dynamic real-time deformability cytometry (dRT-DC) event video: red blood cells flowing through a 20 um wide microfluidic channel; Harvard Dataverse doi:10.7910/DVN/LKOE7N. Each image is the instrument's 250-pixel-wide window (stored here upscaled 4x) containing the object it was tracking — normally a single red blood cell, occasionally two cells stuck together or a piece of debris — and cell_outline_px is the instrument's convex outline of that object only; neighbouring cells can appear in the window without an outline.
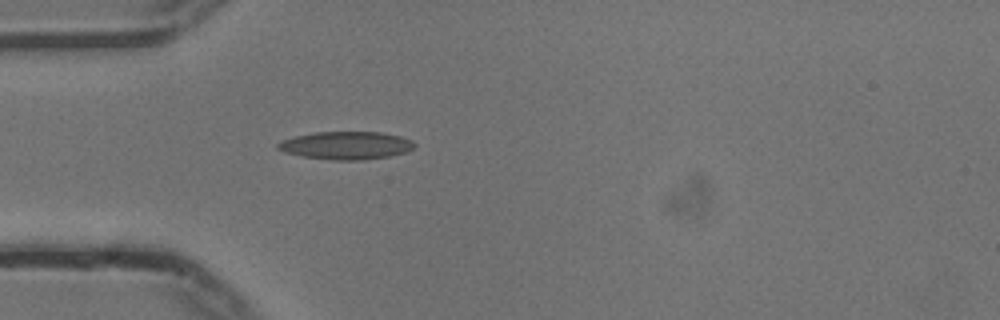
{"species": "common noctule bat (a hibernating species)", "species_latin": "Nyctalus noctula", "temperature_condition": "cold", "stored_images_in_passage": 36, "camera_frame_rate_fps": 3000, "um_per_image_px": 0.085, "animal": {"sex": "male", "body_mass_g": 13.3}, "frame": {"image": 1, "passage_image": 1, "time_ms": 0.0, "image_size_px": [1000, 320], "cell_outline_px": [[416, 144], [412, 148], [404, 152], [388, 156], [360, 160], [332, 160], [300, 156], [284, 152], [276, 148], [276, 144], [280, 140], [296, 136], [316, 132], [380, 132], [400, 136], [412, 140]], "centroid_in_image_um": [29.37, 12.36], "position_along_channel_um": 55.6, "area_um2": 22.14}}
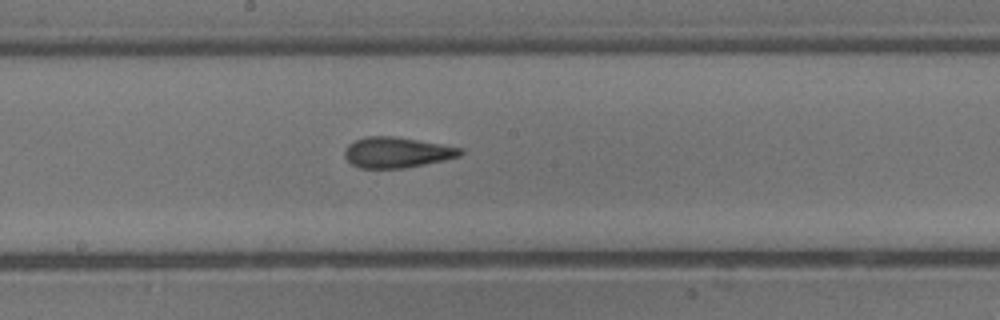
{"frame": {"image": 2, "passage_image": 14, "time_ms": 4.333, "image_size_px": [1000, 320], "cell_outline_px": [[464, 152], [460, 156], [444, 160], [404, 168], [360, 168], [352, 164], [344, 156], [344, 152], [348, 144], [356, 140], [368, 136], [392, 136], [464, 148]], "centroid_in_image_um": [33.74, 12.96], "position_along_channel_um": 214.5, "area_um2": 20.46}}
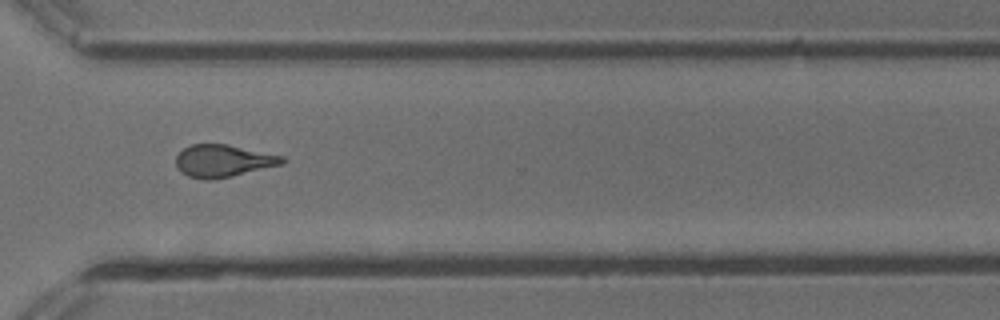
{"frame": {"image": 3, "passage_image": 25, "time_ms": 8.0, "image_size_px": [1000, 320], "cell_outline_px": [[288, 160], [284, 164], [232, 176], [212, 180], [204, 180], [188, 176], [180, 172], [176, 168], [176, 156], [184, 148], [192, 144], [228, 144], [284, 156]], "centroid_in_image_um": [18.99, 13.68], "position_along_channel_um": 351.6, "area_um2": 20.29}, "authors_computed_cell_mechanics": {"area_um2": 20.2878, "velocity_mm_per_s": 3.7605, "shape_relaxation_time_tau1_ms": 5.7827, "shape_relaxation_time_tau2_ms": 2.0676, "deformation_change_tau1": 0.1835, "deformation_change_tau2": 0.1156}}